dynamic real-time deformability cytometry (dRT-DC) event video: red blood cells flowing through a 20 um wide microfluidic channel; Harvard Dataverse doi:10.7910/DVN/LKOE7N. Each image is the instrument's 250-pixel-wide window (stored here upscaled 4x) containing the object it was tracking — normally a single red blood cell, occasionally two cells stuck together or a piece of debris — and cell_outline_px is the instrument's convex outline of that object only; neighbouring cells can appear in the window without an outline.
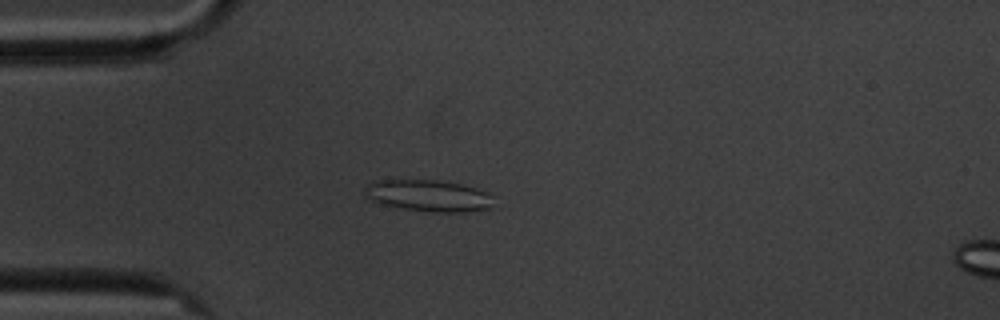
{"species": "common noctule bat (a hibernating species)", "species_latin": "Nyctalus noctula", "temperature_condition": "cold", "stored_images_in_passage": 6, "camera_frame_rate_fps": 3000, "um_per_image_px": 0.085, "animal": {"sex": "male", "body_mass_g": 20.1, "forearm_length_mm": 53.5}, "frame": {"image": 1, "passage_image": 5, "time_ms": 4.667, "image_size_px": [1000, 320], "cell_outline_px": [[492, 196], [488, 208], [464, 212], [424, 212], [396, 208], [368, 200], [364, 196], [364, 188], [372, 180], [436, 180], [460, 184], [476, 188]], "centroid_in_image_um": [36.29, 16.64], "position_along_channel_um": 48.7, "area_um2": 23.87}}